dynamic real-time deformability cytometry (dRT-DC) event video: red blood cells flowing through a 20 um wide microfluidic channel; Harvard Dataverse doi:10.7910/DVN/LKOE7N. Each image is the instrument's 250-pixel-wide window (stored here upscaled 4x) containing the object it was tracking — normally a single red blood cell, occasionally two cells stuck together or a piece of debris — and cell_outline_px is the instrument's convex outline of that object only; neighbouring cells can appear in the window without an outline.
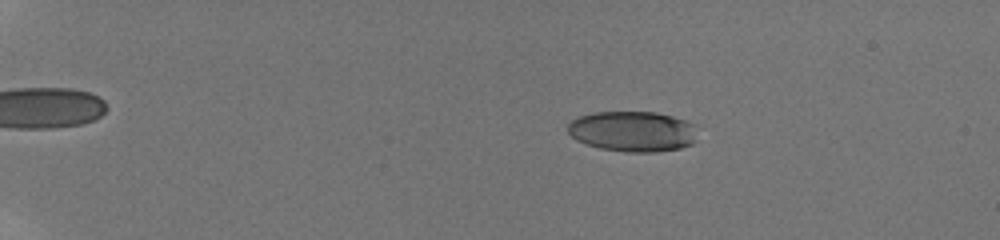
{"species": "human", "species_latin": "Homo sapiens", "temperature_condition": "room temperature", "stored_images_in_passage": 45, "camera_frame_rate_fps": 3000, "um_per_image_px": 0.085, "donor": {"sex": "male"}, "frame": {"image": 1, "passage_image": 9, "time_ms": 3.667, "image_size_px": [1000, 240], "cell_outline_px": [[692, 144], [680, 148], [656, 152], [628, 152], [600, 148], [576, 140], [568, 132], [568, 124], [572, 120], [580, 116], [596, 112], [656, 112], [672, 116], [684, 120], [692, 124]], "centroid_in_image_um": [53.72, 11.17], "position_along_channel_um": 31.3, "area_um2": 30.06}}
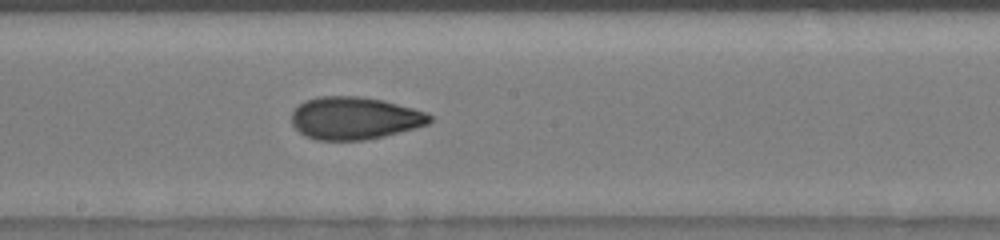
{"frame": {"image": 2, "passage_image": 27, "time_ms": 11.333, "image_size_px": [1000, 240], "cell_outline_px": [[432, 120], [428, 124], [416, 128], [384, 136], [364, 140], [316, 140], [304, 136], [292, 124], [292, 112], [304, 100], [316, 96], [356, 96], [380, 100], [428, 112], [432, 116]], "centroid_in_image_um": [30.13, 10.05], "position_along_channel_um": 218.1, "area_um2": 34.22}}
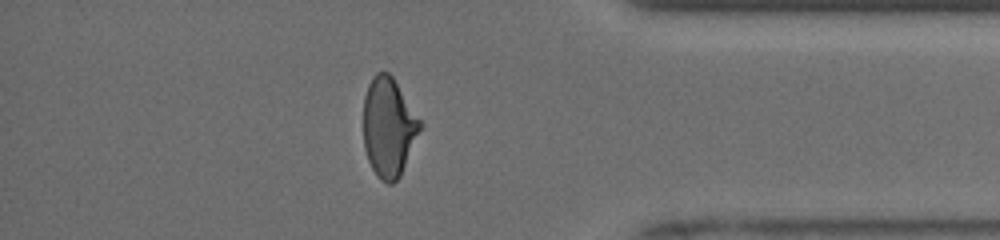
{"frame": {"image": 3, "passage_image": 42, "time_ms": 16.333, "image_size_px": [1000, 240], "cell_outline_px": [[424, 124], [400, 176], [392, 184], [388, 184], [380, 180], [376, 176], [368, 160], [364, 148], [364, 96], [368, 84], [372, 76], [376, 72], [388, 72], [392, 76]], "centroid_in_image_um": [33.04, 10.82], "position_along_channel_um": 402.2, "area_um2": 33.0}, "authors_computed_cell_mechanics": {"area_um2": 33.0038, "velocity_mm_per_s": 3.9795, "shape_relaxation_time_tau1_ms": 6.3714, "shape_relaxation_time_tau2_ms": 1.2313, "deformation_change_tau1": 0.2021, "deformation_change_tau2": 0.0727}}